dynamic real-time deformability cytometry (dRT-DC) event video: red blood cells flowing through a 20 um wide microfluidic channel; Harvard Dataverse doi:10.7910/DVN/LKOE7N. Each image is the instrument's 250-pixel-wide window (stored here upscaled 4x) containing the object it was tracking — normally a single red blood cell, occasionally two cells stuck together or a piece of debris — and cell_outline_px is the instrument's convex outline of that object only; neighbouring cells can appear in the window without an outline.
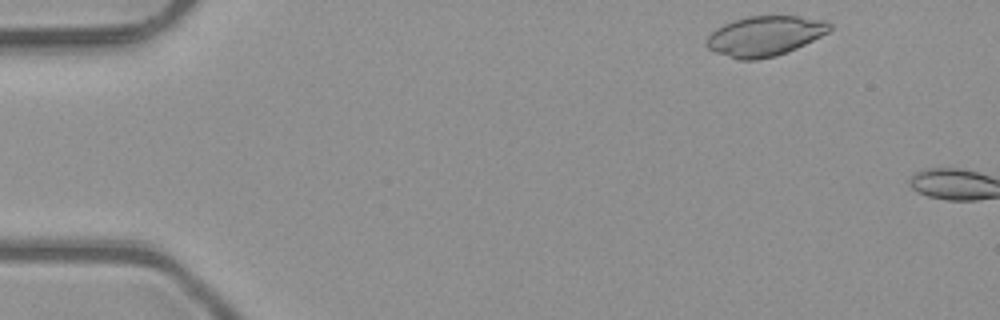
{"species": "common noctule bat (a hibernating species)", "species_latin": "Nyctalus noctula", "temperature_condition": "room temperature", "stored_images_in_passage": 6, "segment_of_instrument_passage": [2, 2], "camera_frame_rate_fps": 3000, "um_per_image_px": 0.085, "animal": {"sex": "male", "body_mass_g": 23.1, "forearm_length_mm": 52.7}, "frame": {"image": 1, "passage_image": 6, "time_ms": 1.667, "image_size_px": [1000, 320], "cell_outline_px": [[832, 28], [828, 32], [796, 48], [776, 56], [756, 60], [740, 60], [716, 52], [708, 48], [704, 44], [704, 40], [716, 28], [732, 20], [748, 16], [800, 16], [824, 20], [832, 24]], "centroid_in_image_um": [64.99, 3.05], "position_along_channel_um": 20.0, "area_um2": 28.67}}